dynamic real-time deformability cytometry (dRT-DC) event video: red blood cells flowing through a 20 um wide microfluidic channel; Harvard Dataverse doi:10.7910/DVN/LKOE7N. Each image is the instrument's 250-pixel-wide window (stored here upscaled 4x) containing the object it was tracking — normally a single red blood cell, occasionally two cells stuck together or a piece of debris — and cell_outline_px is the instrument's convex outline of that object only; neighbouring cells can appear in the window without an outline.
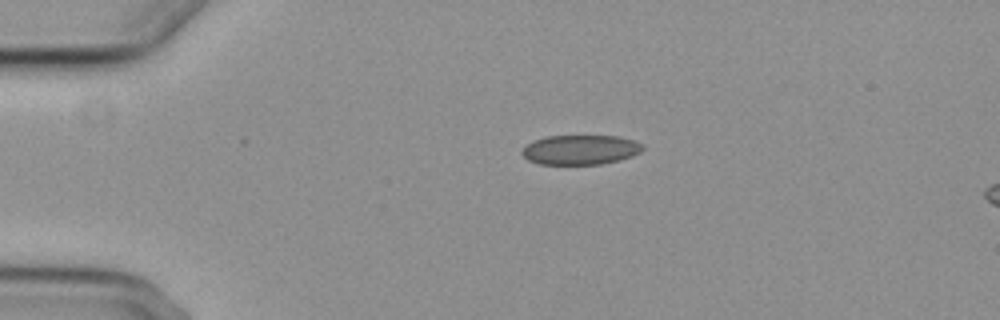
{"species": "common noctule bat (a hibernating species)", "species_latin": "Nyctalus noctula", "temperature_condition": "cold", "stored_images_in_passage": 3, "camera_frame_rate_fps": 3000, "um_per_image_px": 0.085, "animal": {"sex": "female", "body_mass_g": 29.2, "forearm_length_mm": 56.3}, "frame": {"image": 1, "passage_image": 1, "time_ms": 0.0, "image_size_px": [1000, 320], "cell_outline_px": [[644, 148], [640, 152], [632, 156], [620, 160], [600, 164], [540, 164], [528, 160], [520, 152], [528, 144], [544, 136], [620, 136], [636, 140], [644, 144]], "centroid_in_image_um": [49.39, 12.72], "position_along_channel_um": 35.6, "area_um2": 20.92}}